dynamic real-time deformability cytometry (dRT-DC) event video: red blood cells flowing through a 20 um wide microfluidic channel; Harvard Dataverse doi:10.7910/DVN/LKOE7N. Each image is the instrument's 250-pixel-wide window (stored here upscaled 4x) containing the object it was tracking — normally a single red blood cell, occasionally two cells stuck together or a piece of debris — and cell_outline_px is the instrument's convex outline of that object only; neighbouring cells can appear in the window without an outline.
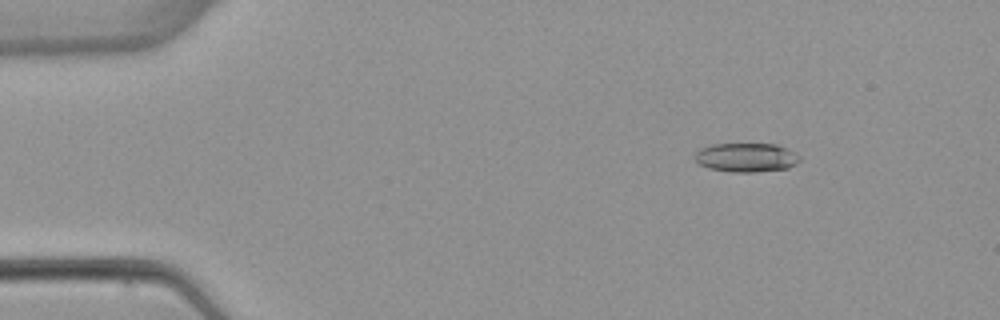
{"species": "common noctule bat (a hibernating species)", "species_latin": "Nyctalus noctula", "temperature_condition": "warm", "stored_images_in_passage": 4, "camera_frame_rate_fps": 3000, "um_per_image_px": 0.085, "animal": {"sex": "female", "body_mass_g": 22.7, "forearm_length_mm": 54.2}, "frame": {"image": 1, "passage_image": 2, "time_ms": 1.0, "image_size_px": [1000, 320], "cell_outline_px": [[800, 160], [796, 164], [788, 168], [756, 172], [732, 172], [708, 168], [700, 164], [696, 160], [696, 152], [700, 148], [712, 144], [776, 144], [800, 156]], "centroid_in_image_um": [63.43, 13.39], "position_along_channel_um": 21.6, "area_um2": 17.57}}
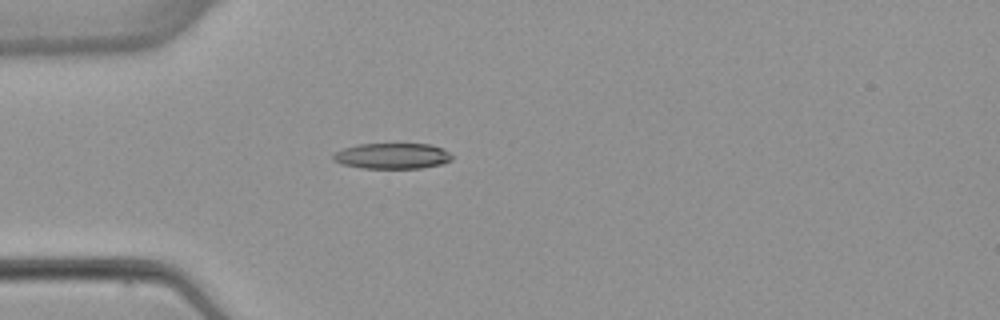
{"frame": {"image": 2, "passage_image": 4, "time_ms": 3.667, "image_size_px": [1000, 320], "cell_outline_px": [[452, 160], [444, 164], [420, 168], [360, 168], [340, 164], [332, 160], [332, 156], [336, 152], [344, 148], [360, 144], [432, 144], [448, 152], [452, 156]], "centroid_in_image_um": [33.33, 13.26], "position_along_channel_um": 51.7, "area_um2": 17.86}}